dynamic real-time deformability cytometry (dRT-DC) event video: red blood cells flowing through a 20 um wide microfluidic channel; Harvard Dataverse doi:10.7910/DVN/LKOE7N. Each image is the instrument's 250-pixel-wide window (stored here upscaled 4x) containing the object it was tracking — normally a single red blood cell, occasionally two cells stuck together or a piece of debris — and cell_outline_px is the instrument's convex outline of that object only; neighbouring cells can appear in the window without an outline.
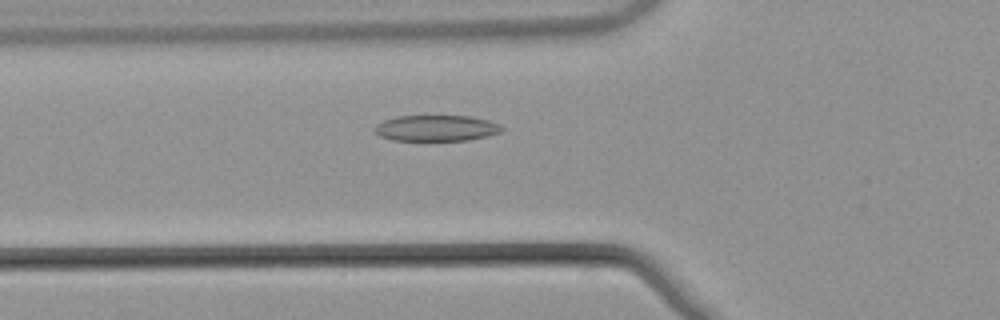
{"species": "common noctule bat (a hibernating species)", "species_latin": "Nyctalus noctula", "temperature_condition": "warm", "stored_images_in_passage": 52, "camera_frame_rate_fps": 3000, "um_per_image_px": 0.085, "animal": {"sex": "male", "body_mass_g": 21.5, "forearm_length_mm": 52.0}, "frame": {"image": 1, "passage_image": 18, "time_ms": 5.667, "image_size_px": [1000, 320], "cell_outline_px": [[504, 128], [500, 132], [488, 136], [468, 140], [392, 140], [380, 136], [372, 132], [372, 128], [376, 124], [384, 120], [396, 116], [472, 116], [488, 120], [500, 124]], "centroid_in_image_um": [37.05, 10.89], "position_along_channel_um": 88.7, "area_um2": 19.42}}
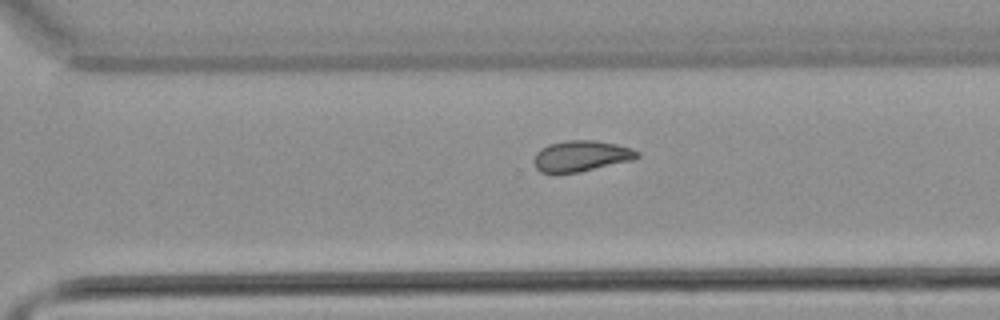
{"frame": {"image": 2, "passage_image": 36, "time_ms": 11.667, "image_size_px": [1000, 320], "cell_outline_px": [[640, 156], [632, 160], [576, 172], [556, 176], [540, 172], [536, 168], [532, 160], [536, 152], [540, 148], [548, 144], [568, 140], [596, 140], [616, 144], [632, 148], [640, 152]], "centroid_in_image_um": [49.33, 13.28], "position_along_channel_um": 321.3, "area_um2": 19.02}}
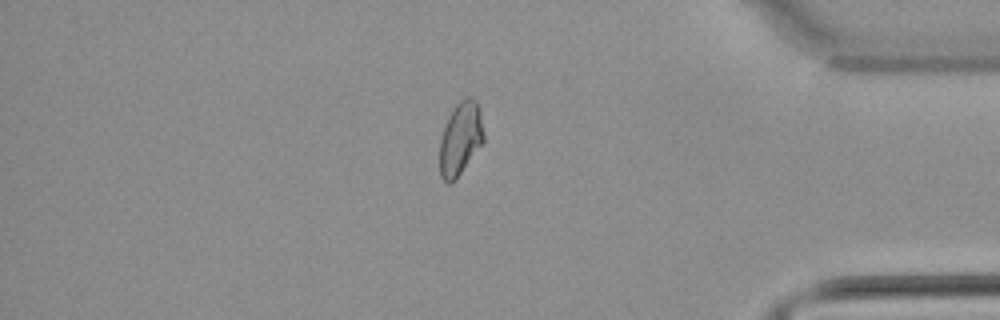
{"frame": {"image": 3, "passage_image": 44, "time_ms": 14.333, "image_size_px": [1000, 320], "cell_outline_px": [[484, 140], [456, 180], [452, 184], [448, 184], [440, 176], [440, 140], [444, 128], [456, 104], [460, 100], [468, 96], [472, 96], [476, 100], [480, 112], [484, 132]], "centroid_in_image_um": [39.14, 11.8], "position_along_channel_um": 396.1, "area_um2": 18.61}, "authors_computed_cell_mechanics": {"area_um2": 19.3919, "velocity_mm_per_s": 3.8747, "shape_relaxation_time_tau1_ms": 9.0614, "shape_relaxation_time_tau2_ms": 5.4708, "deformation_change_tau1": 0.1975, "deformation_change_tau2": 0.1084}}